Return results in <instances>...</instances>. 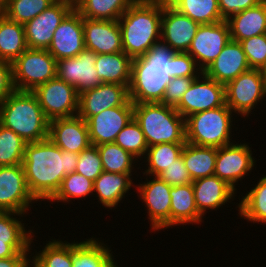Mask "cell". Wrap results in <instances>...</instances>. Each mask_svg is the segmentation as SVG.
<instances>
[{"mask_svg": "<svg viewBox=\"0 0 266 267\" xmlns=\"http://www.w3.org/2000/svg\"><path fill=\"white\" fill-rule=\"evenodd\" d=\"M134 175L139 178V175L136 174L103 171L94 181L92 200H97L100 206L102 204L103 209H108L107 211H116V209H119L118 206L120 207L121 203L123 204L125 198L135 192H131L135 188Z\"/></svg>", "mask_w": 266, "mask_h": 267, "instance_id": "25", "label": "cell"}, {"mask_svg": "<svg viewBox=\"0 0 266 267\" xmlns=\"http://www.w3.org/2000/svg\"><path fill=\"white\" fill-rule=\"evenodd\" d=\"M250 69L241 43L230 39L203 73L216 82L226 85Z\"/></svg>", "mask_w": 266, "mask_h": 267, "instance_id": "26", "label": "cell"}, {"mask_svg": "<svg viewBox=\"0 0 266 267\" xmlns=\"http://www.w3.org/2000/svg\"><path fill=\"white\" fill-rule=\"evenodd\" d=\"M241 45L251 69L266 70V33L242 40Z\"/></svg>", "mask_w": 266, "mask_h": 267, "instance_id": "43", "label": "cell"}, {"mask_svg": "<svg viewBox=\"0 0 266 267\" xmlns=\"http://www.w3.org/2000/svg\"><path fill=\"white\" fill-rule=\"evenodd\" d=\"M230 28V39L241 42L266 33V0L256 6L232 15L226 20Z\"/></svg>", "mask_w": 266, "mask_h": 267, "instance_id": "29", "label": "cell"}, {"mask_svg": "<svg viewBox=\"0 0 266 267\" xmlns=\"http://www.w3.org/2000/svg\"><path fill=\"white\" fill-rule=\"evenodd\" d=\"M78 157L77 153L61 150L50 139L26 144L22 163L26 184L41 207L54 197L63 178L75 172Z\"/></svg>", "mask_w": 266, "mask_h": 267, "instance_id": "1", "label": "cell"}, {"mask_svg": "<svg viewBox=\"0 0 266 267\" xmlns=\"http://www.w3.org/2000/svg\"><path fill=\"white\" fill-rule=\"evenodd\" d=\"M73 8L72 0H56L34 19L26 22L24 30L27 47L48 49L54 31Z\"/></svg>", "mask_w": 266, "mask_h": 267, "instance_id": "14", "label": "cell"}, {"mask_svg": "<svg viewBox=\"0 0 266 267\" xmlns=\"http://www.w3.org/2000/svg\"><path fill=\"white\" fill-rule=\"evenodd\" d=\"M184 145L185 143H162L148 147L145 157L140 161L141 172L138 173L158 176L181 156Z\"/></svg>", "mask_w": 266, "mask_h": 267, "instance_id": "34", "label": "cell"}, {"mask_svg": "<svg viewBox=\"0 0 266 267\" xmlns=\"http://www.w3.org/2000/svg\"><path fill=\"white\" fill-rule=\"evenodd\" d=\"M133 117L134 105L112 107L91 116L86 121L91 145L114 143L118 133Z\"/></svg>", "mask_w": 266, "mask_h": 267, "instance_id": "21", "label": "cell"}, {"mask_svg": "<svg viewBox=\"0 0 266 267\" xmlns=\"http://www.w3.org/2000/svg\"><path fill=\"white\" fill-rule=\"evenodd\" d=\"M225 104V85L216 82L202 72L183 94L175 109L183 118H186L189 115L215 109Z\"/></svg>", "mask_w": 266, "mask_h": 267, "instance_id": "13", "label": "cell"}, {"mask_svg": "<svg viewBox=\"0 0 266 267\" xmlns=\"http://www.w3.org/2000/svg\"><path fill=\"white\" fill-rule=\"evenodd\" d=\"M97 149L101 156L103 171L125 174L136 173L139 175L137 170L140 169V161L119 145L115 143H104L98 145Z\"/></svg>", "mask_w": 266, "mask_h": 267, "instance_id": "36", "label": "cell"}, {"mask_svg": "<svg viewBox=\"0 0 266 267\" xmlns=\"http://www.w3.org/2000/svg\"><path fill=\"white\" fill-rule=\"evenodd\" d=\"M175 51L162 40L156 42L143 57L132 59L129 97L134 104L162 102L171 80L169 59Z\"/></svg>", "mask_w": 266, "mask_h": 267, "instance_id": "2", "label": "cell"}, {"mask_svg": "<svg viewBox=\"0 0 266 267\" xmlns=\"http://www.w3.org/2000/svg\"><path fill=\"white\" fill-rule=\"evenodd\" d=\"M73 240V263L72 267H121L112 250L113 245H108L106 240L96 235L81 241ZM105 240V241H104ZM114 253V255H113ZM116 259V260H115ZM119 264V265H118Z\"/></svg>", "mask_w": 266, "mask_h": 267, "instance_id": "27", "label": "cell"}, {"mask_svg": "<svg viewBox=\"0 0 266 267\" xmlns=\"http://www.w3.org/2000/svg\"><path fill=\"white\" fill-rule=\"evenodd\" d=\"M0 267H29V253H17L13 257L2 258Z\"/></svg>", "mask_w": 266, "mask_h": 267, "instance_id": "50", "label": "cell"}, {"mask_svg": "<svg viewBox=\"0 0 266 267\" xmlns=\"http://www.w3.org/2000/svg\"><path fill=\"white\" fill-rule=\"evenodd\" d=\"M15 90L33 91L57 77V60L47 49L27 48L12 63Z\"/></svg>", "mask_w": 266, "mask_h": 267, "instance_id": "8", "label": "cell"}, {"mask_svg": "<svg viewBox=\"0 0 266 267\" xmlns=\"http://www.w3.org/2000/svg\"><path fill=\"white\" fill-rule=\"evenodd\" d=\"M192 187L196 207L204 218H206L207 212L209 214L211 211L223 210V207L226 206L228 208L229 203L236 205L233 201L234 199L237 200V192L216 175L194 180Z\"/></svg>", "mask_w": 266, "mask_h": 267, "instance_id": "22", "label": "cell"}, {"mask_svg": "<svg viewBox=\"0 0 266 267\" xmlns=\"http://www.w3.org/2000/svg\"><path fill=\"white\" fill-rule=\"evenodd\" d=\"M75 172L91 181H95L102 174L101 156L96 145H90L79 154Z\"/></svg>", "mask_w": 266, "mask_h": 267, "instance_id": "44", "label": "cell"}, {"mask_svg": "<svg viewBox=\"0 0 266 267\" xmlns=\"http://www.w3.org/2000/svg\"><path fill=\"white\" fill-rule=\"evenodd\" d=\"M27 48L24 25L0 12V60L13 63Z\"/></svg>", "mask_w": 266, "mask_h": 267, "instance_id": "32", "label": "cell"}, {"mask_svg": "<svg viewBox=\"0 0 266 267\" xmlns=\"http://www.w3.org/2000/svg\"><path fill=\"white\" fill-rule=\"evenodd\" d=\"M122 149L130 152L138 160H142L147 152L148 144L139 123L133 119L118 133L114 141Z\"/></svg>", "mask_w": 266, "mask_h": 267, "instance_id": "42", "label": "cell"}, {"mask_svg": "<svg viewBox=\"0 0 266 267\" xmlns=\"http://www.w3.org/2000/svg\"><path fill=\"white\" fill-rule=\"evenodd\" d=\"M236 118L237 115L226 104L189 115L185 118L186 142L214 148L231 144L237 140L233 138L237 137L235 132L238 130L235 123L241 122Z\"/></svg>", "mask_w": 266, "mask_h": 267, "instance_id": "5", "label": "cell"}, {"mask_svg": "<svg viewBox=\"0 0 266 267\" xmlns=\"http://www.w3.org/2000/svg\"><path fill=\"white\" fill-rule=\"evenodd\" d=\"M84 49L83 17L73 8L54 31L47 50L58 61L75 57Z\"/></svg>", "mask_w": 266, "mask_h": 267, "instance_id": "20", "label": "cell"}, {"mask_svg": "<svg viewBox=\"0 0 266 267\" xmlns=\"http://www.w3.org/2000/svg\"><path fill=\"white\" fill-rule=\"evenodd\" d=\"M85 49L96 54L123 52L118 20L83 18Z\"/></svg>", "mask_w": 266, "mask_h": 267, "instance_id": "24", "label": "cell"}, {"mask_svg": "<svg viewBox=\"0 0 266 267\" xmlns=\"http://www.w3.org/2000/svg\"><path fill=\"white\" fill-rule=\"evenodd\" d=\"M132 59L125 52L96 55L95 68L103 83L129 86Z\"/></svg>", "mask_w": 266, "mask_h": 267, "instance_id": "31", "label": "cell"}, {"mask_svg": "<svg viewBox=\"0 0 266 267\" xmlns=\"http://www.w3.org/2000/svg\"><path fill=\"white\" fill-rule=\"evenodd\" d=\"M128 87L115 83H102L94 89L81 92L77 115L87 121L91 116L106 109L122 105H134L130 100Z\"/></svg>", "mask_w": 266, "mask_h": 267, "instance_id": "17", "label": "cell"}, {"mask_svg": "<svg viewBox=\"0 0 266 267\" xmlns=\"http://www.w3.org/2000/svg\"><path fill=\"white\" fill-rule=\"evenodd\" d=\"M35 203L38 202L28 190L23 165L0 166V211L28 215Z\"/></svg>", "mask_w": 266, "mask_h": 267, "instance_id": "12", "label": "cell"}, {"mask_svg": "<svg viewBox=\"0 0 266 267\" xmlns=\"http://www.w3.org/2000/svg\"><path fill=\"white\" fill-rule=\"evenodd\" d=\"M194 79L195 78L187 77L171 78L165 89L164 98L161 103H163L164 105L176 107L182 99L183 94L193 83Z\"/></svg>", "mask_w": 266, "mask_h": 267, "instance_id": "46", "label": "cell"}, {"mask_svg": "<svg viewBox=\"0 0 266 267\" xmlns=\"http://www.w3.org/2000/svg\"><path fill=\"white\" fill-rule=\"evenodd\" d=\"M96 53L84 49L77 56L57 61V77L74 86L80 94L94 89L103 82L99 79L95 68Z\"/></svg>", "mask_w": 266, "mask_h": 267, "instance_id": "18", "label": "cell"}, {"mask_svg": "<svg viewBox=\"0 0 266 267\" xmlns=\"http://www.w3.org/2000/svg\"><path fill=\"white\" fill-rule=\"evenodd\" d=\"M93 186L94 181L79 173L73 172L63 178L59 190L48 203L52 205L55 203L76 205L77 203H73L75 200L80 201V199H84L86 201L90 197H93Z\"/></svg>", "mask_w": 266, "mask_h": 267, "instance_id": "37", "label": "cell"}, {"mask_svg": "<svg viewBox=\"0 0 266 267\" xmlns=\"http://www.w3.org/2000/svg\"><path fill=\"white\" fill-rule=\"evenodd\" d=\"M217 150L214 147L185 143L181 156L193 181L214 175Z\"/></svg>", "mask_w": 266, "mask_h": 267, "instance_id": "33", "label": "cell"}, {"mask_svg": "<svg viewBox=\"0 0 266 267\" xmlns=\"http://www.w3.org/2000/svg\"><path fill=\"white\" fill-rule=\"evenodd\" d=\"M225 103L238 118L240 116L245 121L251 119L249 116L255 115L257 109L263 105L266 107L265 72L259 69H250L228 82L225 85ZM259 103L261 107H258Z\"/></svg>", "mask_w": 266, "mask_h": 267, "instance_id": "7", "label": "cell"}, {"mask_svg": "<svg viewBox=\"0 0 266 267\" xmlns=\"http://www.w3.org/2000/svg\"><path fill=\"white\" fill-rule=\"evenodd\" d=\"M56 0H6L1 11L8 19L25 24L34 19Z\"/></svg>", "mask_w": 266, "mask_h": 267, "instance_id": "40", "label": "cell"}, {"mask_svg": "<svg viewBox=\"0 0 266 267\" xmlns=\"http://www.w3.org/2000/svg\"><path fill=\"white\" fill-rule=\"evenodd\" d=\"M200 23L179 13L167 0H162L161 40L175 52H187Z\"/></svg>", "mask_w": 266, "mask_h": 267, "instance_id": "19", "label": "cell"}, {"mask_svg": "<svg viewBox=\"0 0 266 267\" xmlns=\"http://www.w3.org/2000/svg\"><path fill=\"white\" fill-rule=\"evenodd\" d=\"M39 232L37 231L32 238L31 243H33V245L31 244V250L29 253V267H47L32 251L35 248V244L36 242L34 241H38L36 240V238L38 237V235L36 236V234H38ZM35 238V239H34ZM31 254V255H30Z\"/></svg>", "mask_w": 266, "mask_h": 267, "instance_id": "51", "label": "cell"}, {"mask_svg": "<svg viewBox=\"0 0 266 267\" xmlns=\"http://www.w3.org/2000/svg\"><path fill=\"white\" fill-rule=\"evenodd\" d=\"M26 144L15 132L0 125V166L22 164Z\"/></svg>", "mask_w": 266, "mask_h": 267, "instance_id": "41", "label": "cell"}, {"mask_svg": "<svg viewBox=\"0 0 266 267\" xmlns=\"http://www.w3.org/2000/svg\"><path fill=\"white\" fill-rule=\"evenodd\" d=\"M170 227L184 225H202L204 217L195 204L192 183L172 186L170 191Z\"/></svg>", "mask_w": 266, "mask_h": 267, "instance_id": "28", "label": "cell"}, {"mask_svg": "<svg viewBox=\"0 0 266 267\" xmlns=\"http://www.w3.org/2000/svg\"><path fill=\"white\" fill-rule=\"evenodd\" d=\"M25 217L28 216L0 211V259L13 257L17 253H30L31 241L38 229L34 230L37 224L27 226Z\"/></svg>", "mask_w": 266, "mask_h": 267, "instance_id": "16", "label": "cell"}, {"mask_svg": "<svg viewBox=\"0 0 266 267\" xmlns=\"http://www.w3.org/2000/svg\"><path fill=\"white\" fill-rule=\"evenodd\" d=\"M162 0H135L119 17L122 47L131 59L143 57L161 40Z\"/></svg>", "mask_w": 266, "mask_h": 267, "instance_id": "3", "label": "cell"}, {"mask_svg": "<svg viewBox=\"0 0 266 267\" xmlns=\"http://www.w3.org/2000/svg\"><path fill=\"white\" fill-rule=\"evenodd\" d=\"M262 0H218L219 10L223 20L232 15L256 6Z\"/></svg>", "mask_w": 266, "mask_h": 267, "instance_id": "48", "label": "cell"}, {"mask_svg": "<svg viewBox=\"0 0 266 267\" xmlns=\"http://www.w3.org/2000/svg\"><path fill=\"white\" fill-rule=\"evenodd\" d=\"M49 122L32 91L14 90L0 103V125L26 143L48 139Z\"/></svg>", "mask_w": 266, "mask_h": 267, "instance_id": "4", "label": "cell"}, {"mask_svg": "<svg viewBox=\"0 0 266 267\" xmlns=\"http://www.w3.org/2000/svg\"><path fill=\"white\" fill-rule=\"evenodd\" d=\"M49 120L72 117L78 113L79 93L58 77L37 86L32 91Z\"/></svg>", "mask_w": 266, "mask_h": 267, "instance_id": "11", "label": "cell"}, {"mask_svg": "<svg viewBox=\"0 0 266 267\" xmlns=\"http://www.w3.org/2000/svg\"><path fill=\"white\" fill-rule=\"evenodd\" d=\"M145 176V177H144ZM140 181L137 183L138 178H136L135 192L132 195L137 194V200L139 199L144 202L141 204L146 211V218H148V223L150 225L149 232L156 234L159 231L170 229V205L171 187L164 180L160 179L158 176L142 175L140 173ZM149 178V179H148ZM142 179H145L143 182ZM150 220V221H149Z\"/></svg>", "mask_w": 266, "mask_h": 267, "instance_id": "9", "label": "cell"}, {"mask_svg": "<svg viewBox=\"0 0 266 267\" xmlns=\"http://www.w3.org/2000/svg\"><path fill=\"white\" fill-rule=\"evenodd\" d=\"M135 0H76L74 8L83 18L118 20Z\"/></svg>", "mask_w": 266, "mask_h": 267, "instance_id": "35", "label": "cell"}, {"mask_svg": "<svg viewBox=\"0 0 266 267\" xmlns=\"http://www.w3.org/2000/svg\"><path fill=\"white\" fill-rule=\"evenodd\" d=\"M48 139L61 150L77 154L91 145L87 122L78 115L50 120Z\"/></svg>", "mask_w": 266, "mask_h": 267, "instance_id": "23", "label": "cell"}, {"mask_svg": "<svg viewBox=\"0 0 266 267\" xmlns=\"http://www.w3.org/2000/svg\"><path fill=\"white\" fill-rule=\"evenodd\" d=\"M251 145L249 142L246 143V140L237 139L217 150L214 175L225 181L236 192H238L237 187H240L239 181L243 183L242 180L245 181V177L252 174L254 168L256 170L257 158L254 157Z\"/></svg>", "mask_w": 266, "mask_h": 267, "instance_id": "10", "label": "cell"}, {"mask_svg": "<svg viewBox=\"0 0 266 267\" xmlns=\"http://www.w3.org/2000/svg\"><path fill=\"white\" fill-rule=\"evenodd\" d=\"M230 40V28L226 20L200 24L191 46L187 51L204 71L222 52Z\"/></svg>", "mask_w": 266, "mask_h": 267, "instance_id": "15", "label": "cell"}, {"mask_svg": "<svg viewBox=\"0 0 266 267\" xmlns=\"http://www.w3.org/2000/svg\"><path fill=\"white\" fill-rule=\"evenodd\" d=\"M134 119L139 123L148 147L186 143L185 118L175 107L161 102L134 104Z\"/></svg>", "mask_w": 266, "mask_h": 267, "instance_id": "6", "label": "cell"}, {"mask_svg": "<svg viewBox=\"0 0 266 267\" xmlns=\"http://www.w3.org/2000/svg\"><path fill=\"white\" fill-rule=\"evenodd\" d=\"M158 177L170 186L185 185L193 181L185 167L182 156L171 164L169 168L160 173Z\"/></svg>", "mask_w": 266, "mask_h": 267, "instance_id": "47", "label": "cell"}, {"mask_svg": "<svg viewBox=\"0 0 266 267\" xmlns=\"http://www.w3.org/2000/svg\"><path fill=\"white\" fill-rule=\"evenodd\" d=\"M48 236L49 241L43 245L36 246L33 252L47 267H72L73 263V241ZM54 237V238H53ZM63 240V241H62ZM46 244V245H45ZM40 248V249H39Z\"/></svg>", "mask_w": 266, "mask_h": 267, "instance_id": "39", "label": "cell"}, {"mask_svg": "<svg viewBox=\"0 0 266 267\" xmlns=\"http://www.w3.org/2000/svg\"><path fill=\"white\" fill-rule=\"evenodd\" d=\"M5 3H6V0H0V12L3 10Z\"/></svg>", "mask_w": 266, "mask_h": 267, "instance_id": "52", "label": "cell"}, {"mask_svg": "<svg viewBox=\"0 0 266 267\" xmlns=\"http://www.w3.org/2000/svg\"><path fill=\"white\" fill-rule=\"evenodd\" d=\"M167 63L169 64L168 74L171 78H197L203 72L195 59L187 52H175Z\"/></svg>", "mask_w": 266, "mask_h": 267, "instance_id": "45", "label": "cell"}, {"mask_svg": "<svg viewBox=\"0 0 266 267\" xmlns=\"http://www.w3.org/2000/svg\"><path fill=\"white\" fill-rule=\"evenodd\" d=\"M15 90L12 63L0 60V103Z\"/></svg>", "mask_w": 266, "mask_h": 267, "instance_id": "49", "label": "cell"}, {"mask_svg": "<svg viewBox=\"0 0 266 267\" xmlns=\"http://www.w3.org/2000/svg\"><path fill=\"white\" fill-rule=\"evenodd\" d=\"M179 13L200 24L223 21L218 0H167Z\"/></svg>", "mask_w": 266, "mask_h": 267, "instance_id": "38", "label": "cell"}, {"mask_svg": "<svg viewBox=\"0 0 266 267\" xmlns=\"http://www.w3.org/2000/svg\"><path fill=\"white\" fill-rule=\"evenodd\" d=\"M257 183V184H256ZM250 187L247 193H240L239 204L236 203L235 209L238 210L241 219L246 220L252 225L259 223L260 225H266V174H262L257 182ZM245 195V196H243ZM241 197V198H240ZM252 222V223H251Z\"/></svg>", "mask_w": 266, "mask_h": 267, "instance_id": "30", "label": "cell"}]
</instances>
